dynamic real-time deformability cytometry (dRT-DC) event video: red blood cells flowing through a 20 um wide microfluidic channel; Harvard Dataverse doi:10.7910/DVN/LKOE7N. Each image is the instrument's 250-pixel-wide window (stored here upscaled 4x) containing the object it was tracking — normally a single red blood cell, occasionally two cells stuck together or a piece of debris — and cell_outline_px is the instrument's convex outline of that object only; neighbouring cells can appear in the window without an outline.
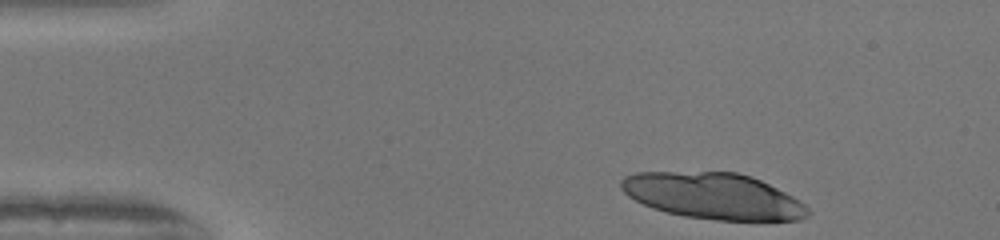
{"species": "human", "species_latin": "Homo sapiens", "temperature_condition": "warm", "stored_images_in_passage": 44, "camera_frame_rate_fps": 3000, "um_per_image_px": 0.085, "donor": {"sex": "female"}, "frame": {"image": 1, "passage_image": 1, "time_ms": 0.0, "image_size_px": [1000, 240], "cell_outline_px": [[812, 212], [808, 216], [800, 220], [716, 220], [684, 216], [652, 208], [628, 196], [620, 188], [620, 180], [624, 176], [636, 172], [736, 172], [752, 176], [792, 196], [804, 204]], "centroid_in_image_um": [60.61, 16.66], "position_along_channel_um": 24.4, "area_um2": 50.11}}